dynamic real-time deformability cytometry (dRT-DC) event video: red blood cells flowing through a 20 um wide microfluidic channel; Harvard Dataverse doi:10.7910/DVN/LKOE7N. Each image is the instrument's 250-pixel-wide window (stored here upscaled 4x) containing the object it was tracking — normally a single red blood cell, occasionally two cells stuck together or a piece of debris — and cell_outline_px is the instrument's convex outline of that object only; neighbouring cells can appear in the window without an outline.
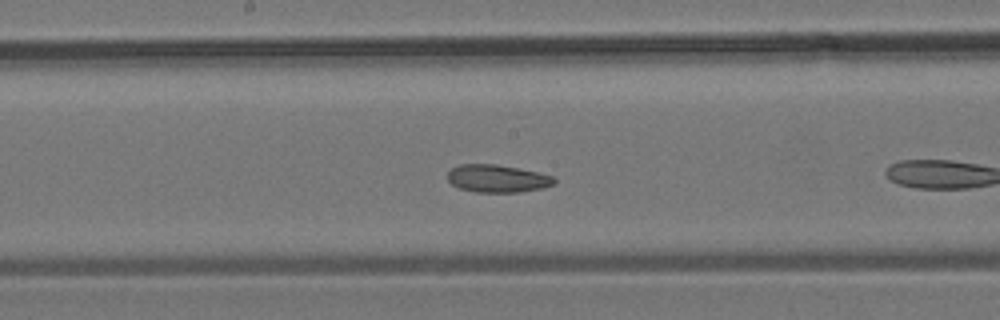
{"species": "common noctule bat (a hibernating species)", "species_latin": "Nyctalus noctula", "temperature_condition": "room temperature", "stored_images_in_passage": 31, "camera_frame_rate_fps": 3000, "um_per_image_px": 0.085, "animal": {"sex": "male", "body_mass_g": 19.2, "forearm_length_mm": 51.8}, "frame": {"image": 1, "passage_image": 10, "time_ms": 3.0, "image_size_px": [1000, 320], "cell_outline_px": [[556, 184], [544, 188], [520, 192], [476, 192], [460, 188], [452, 184], [448, 180], [448, 172], [452, 168], [460, 164], [496, 164], [536, 172], [552, 176], [556, 180]], "centroid_in_image_um": [42.29, 15.18], "position_along_channel_um": 205.9, "area_um2": 17.11}}